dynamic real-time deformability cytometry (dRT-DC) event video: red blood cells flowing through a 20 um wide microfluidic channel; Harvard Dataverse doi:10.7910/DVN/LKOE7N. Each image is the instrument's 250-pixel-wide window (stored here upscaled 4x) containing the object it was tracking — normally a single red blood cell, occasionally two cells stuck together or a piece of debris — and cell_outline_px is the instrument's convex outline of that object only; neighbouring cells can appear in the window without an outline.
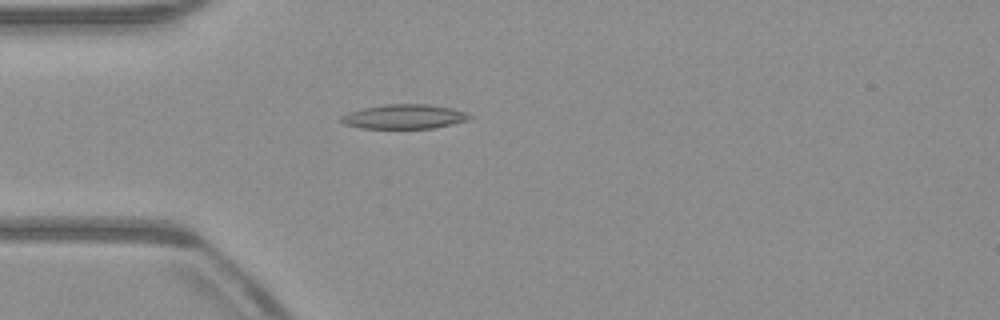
{"species": "common noctule bat (a hibernating species)", "species_latin": "Nyctalus noctula", "temperature_condition": "warm", "stored_images_in_passage": 53, "camera_frame_rate_fps": 3000, "um_per_image_px": 0.085, "animal": {"sex": "male", "body_mass_g": 23.1, "forearm_length_mm": 52.7}, "frame": {"image": 1, "passage_image": 15, "time_ms": 4.667, "image_size_px": [1000, 320], "cell_outline_px": [[472, 116], [468, 120], [452, 124], [432, 128], [360, 128], [344, 124], [340, 120], [340, 116], [348, 112], [364, 108], [384, 104], [428, 104], [452, 108], [464, 112]], "centroid_in_image_um": [34.33, 9.91], "position_along_channel_um": 50.7, "area_um2": 18.21}}
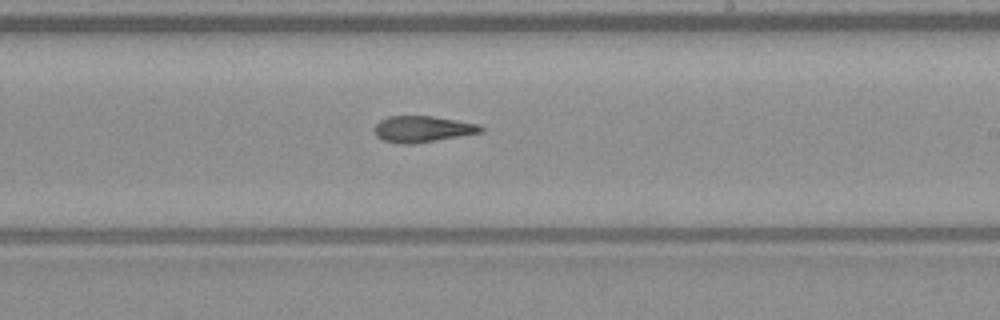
{"frame": {"image": 2, "passage_image": 31, "time_ms": 10.0, "image_size_px": [1000, 320], "cell_outline_px": [[484, 132], [416, 144], [400, 144], [384, 140], [376, 136], [372, 128], [380, 120], [388, 116], [432, 116], [476, 124], [484, 128]], "centroid_in_image_um": [35.88, 10.98], "position_along_channel_um": 253.1, "area_um2": 16.36}}
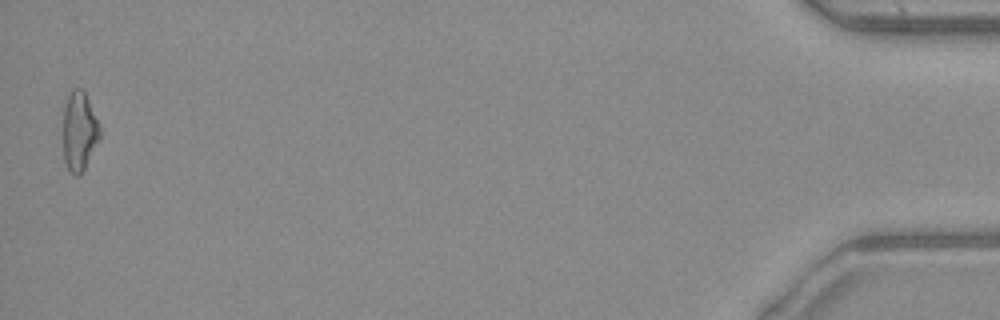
{"frame": {"image": 3, "passage_image": 52, "time_ms": 17.0, "image_size_px": [1000, 320], "cell_outline_px": [[100, 140], [80, 176], [76, 176], [68, 172], [64, 160], [64, 108], [68, 96], [72, 88], [84, 88], [100, 124]], "centroid_in_image_um": [6.76, 11.16], "position_along_channel_um": 428.4, "area_um2": 17.28}, "authors_computed_cell_mechanics": {"area_um2": 17.1088, "velocity_mm_per_s": 3.9682, "shape_relaxation_time_tau1_ms": null, "shape_relaxation_time_tau2_ms": 4.2361, "deformation_change_tau1": null, "deformation_change_tau2": 0.1455}}